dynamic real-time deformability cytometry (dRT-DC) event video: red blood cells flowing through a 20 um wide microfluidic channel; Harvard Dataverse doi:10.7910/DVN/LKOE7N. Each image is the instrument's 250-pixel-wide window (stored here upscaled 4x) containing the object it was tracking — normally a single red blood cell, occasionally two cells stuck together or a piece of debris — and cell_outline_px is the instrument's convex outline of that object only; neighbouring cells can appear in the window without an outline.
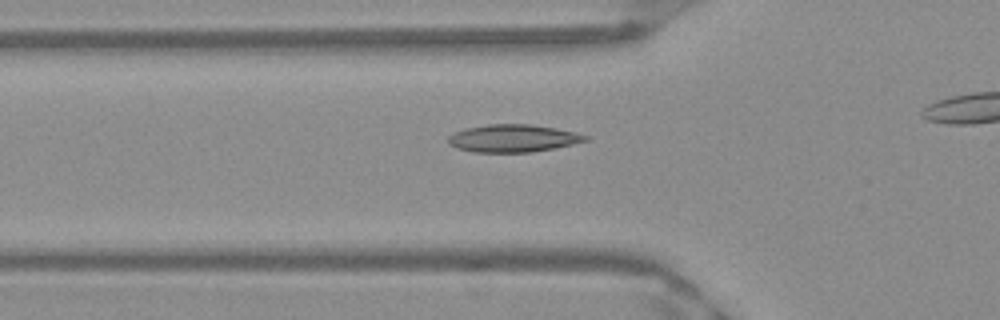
{"species": "Egyptian fruit bat (a non-hibernating species)", "species_latin": "Rousettus aegyptiacus", "temperature_condition": "warm", "stored_images_in_passage": 37, "camera_frame_rate_fps": 3000, "um_per_image_px": 0.085, "frame": {"image": 1, "passage_image": 13, "time_ms": 4.0, "image_size_px": [1000, 320], "cell_outline_px": [[588, 140], [572, 144], [552, 148], [528, 152], [472, 152], [456, 148], [448, 144], [448, 136], [464, 128], [488, 124], [532, 124], [556, 128], [588, 136]], "centroid_in_image_um": [43.55, 11.75], "position_along_channel_um": 82.3, "area_um2": 21.91}}
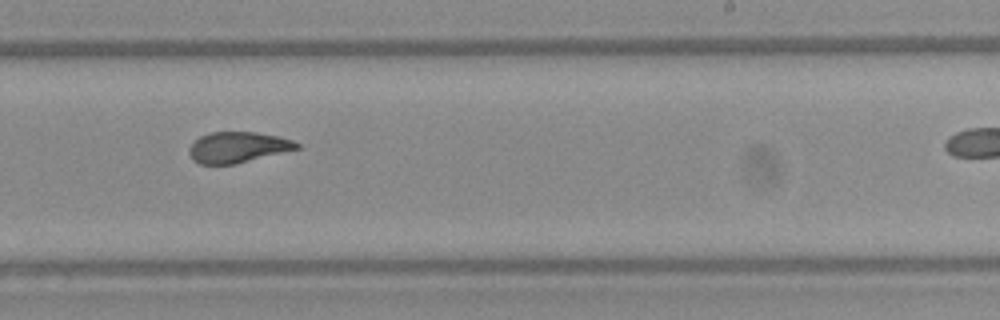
{"frame": {"image": 2, "passage_image": 27, "time_ms": 8.667, "image_size_px": [1000, 320], "cell_outline_px": [[300, 148], [236, 164], [200, 164], [192, 160], [188, 152], [188, 148], [200, 136], [212, 132], [256, 132], [276, 136], [292, 140], [300, 144]], "centroid_in_image_um": [20.19, 12.52], "position_along_channel_um": 268.8, "area_um2": 19.25}}
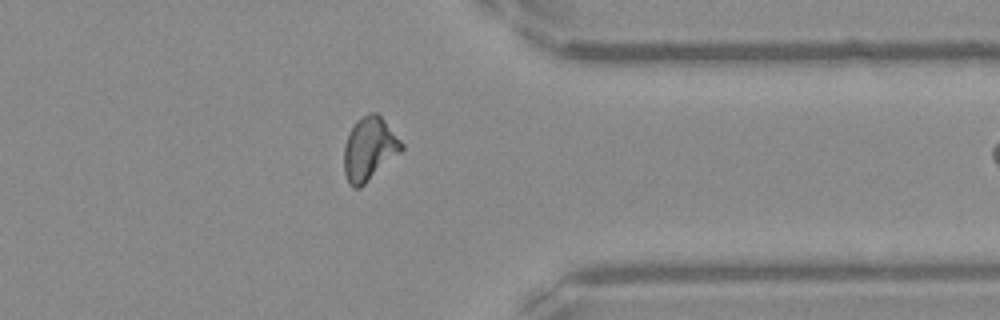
{"frame": {"image": 3, "passage_image": 36, "time_ms": 11.667, "image_size_px": [1000, 320], "cell_outline_px": [[404, 148], [400, 152], [360, 188], [352, 188], [348, 184], [344, 172], [344, 144], [356, 120], [372, 112], [376, 112], [384, 120], [404, 144]], "centroid_in_image_um": [31.37, 12.67], "position_along_channel_um": 380.0, "area_um2": 20.98}}